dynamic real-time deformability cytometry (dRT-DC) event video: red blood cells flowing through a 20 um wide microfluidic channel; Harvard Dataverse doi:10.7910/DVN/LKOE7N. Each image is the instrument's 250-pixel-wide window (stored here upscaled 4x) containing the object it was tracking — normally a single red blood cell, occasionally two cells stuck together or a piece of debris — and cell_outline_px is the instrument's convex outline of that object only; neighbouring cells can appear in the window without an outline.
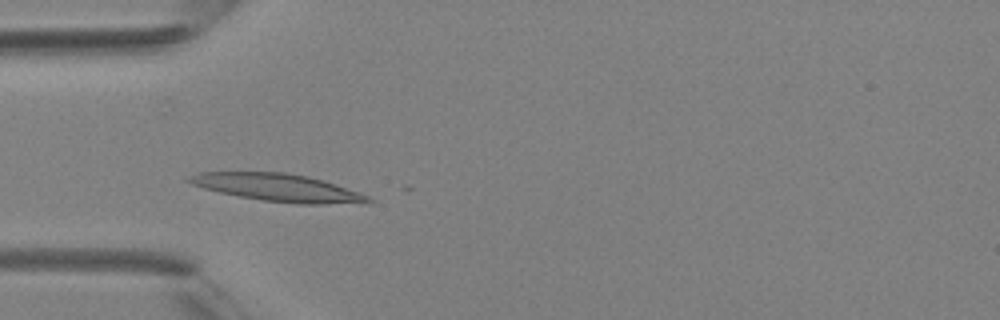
{"species": "Egyptian fruit bat (a non-hibernating species)", "species_latin": "Rousettus aegyptiacus", "temperature_condition": "room temperature", "stored_images_in_passage": 6, "camera_frame_rate_fps": 3000, "um_per_image_px": 0.085, "animal": {"sex": "female"}, "frame": {"image": 1, "passage_image": 2, "time_ms": 0.333, "image_size_px": [1000, 320], "cell_outline_px": [[376, 200], [368, 204], [300, 204], [264, 200], [240, 196], [220, 192], [204, 188], [192, 184], [184, 180], [188, 176], [200, 172], [284, 172], [308, 176], [336, 184], [360, 192]], "centroid_in_image_um": [23.7, 15.95], "position_along_channel_um": 61.3, "area_um2": 28.96}}
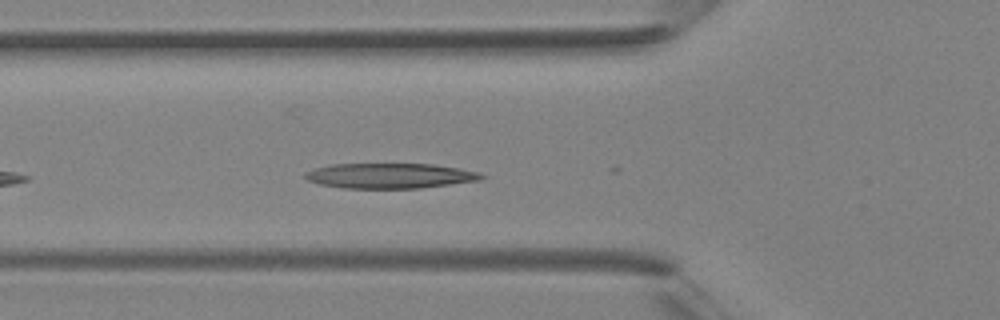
{"frame": {"image": 2, "passage_image": 4, "time_ms": 1.0, "image_size_px": [1000, 320], "cell_outline_px": [[484, 176], [480, 180], [420, 188], [344, 188], [320, 184], [308, 180], [304, 176], [304, 172], [316, 168], [332, 164], [432, 164], [480, 172]], "centroid_in_image_um": [33.12, 14.94], "position_along_channel_um": 92.7, "area_um2": 25.61}}